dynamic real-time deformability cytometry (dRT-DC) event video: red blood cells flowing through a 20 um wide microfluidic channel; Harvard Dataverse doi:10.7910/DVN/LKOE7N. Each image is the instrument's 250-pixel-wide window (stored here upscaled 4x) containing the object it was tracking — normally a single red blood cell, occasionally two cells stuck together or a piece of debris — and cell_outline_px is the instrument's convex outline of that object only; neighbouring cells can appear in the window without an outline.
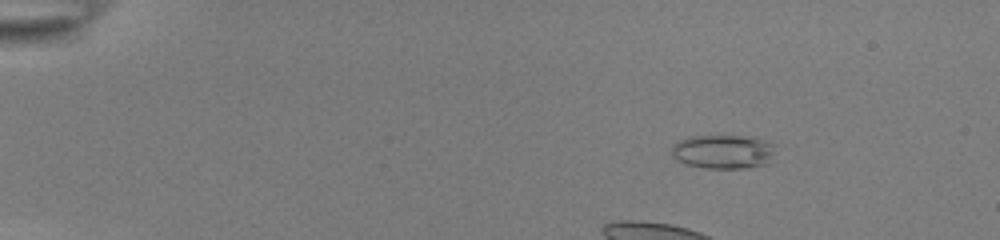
{"species": "common noctule bat (a hibernating species)", "species_latin": "Nyctalus noctula", "temperature_condition": "room temperature", "stored_images_in_passage": 52, "camera_frame_rate_fps": 3000, "um_per_image_px": 0.085, "animal": {"sex": "female", "body_mass_g": 22.0, "forearm_length_mm": 56.7}, "frame": {"image": 1, "passage_image": 8, "time_ms": 2.333, "image_size_px": [1000, 240], "cell_outline_px": [[776, 144], [772, 156], [764, 164], [744, 168], [704, 168], [684, 164], [676, 160], [672, 156], [672, 148], [680, 140], [688, 136], [744, 136]], "centroid_in_image_um": [61.42, 12.9], "position_along_channel_um": 23.6, "area_um2": 20.35}, "authors_computed_cell_mechanics": {"area_um2": 21.8484, "velocity_mm_per_s": 3.8389, "shape_relaxation_time_tau1_ms": 3.5929, "shape_relaxation_time_tau2_ms": 3.4968, "deformation_change_tau1": 0.0762, "deformation_change_tau2": 0.0963}}